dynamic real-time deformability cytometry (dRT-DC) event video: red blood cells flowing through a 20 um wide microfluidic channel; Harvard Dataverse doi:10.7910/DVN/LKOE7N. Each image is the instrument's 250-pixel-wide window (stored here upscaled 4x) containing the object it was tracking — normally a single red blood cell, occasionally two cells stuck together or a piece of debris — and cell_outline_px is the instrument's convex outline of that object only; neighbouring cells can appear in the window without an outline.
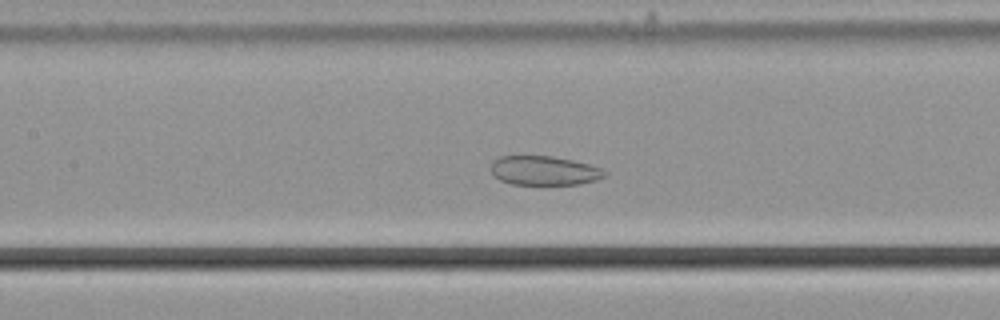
{"species": "common noctule bat (a hibernating species)", "species_latin": "Nyctalus noctula", "temperature_condition": "cold", "stored_images_in_passage": 55, "camera_frame_rate_fps": 3000, "um_per_image_px": 0.085, "animal": {"sex": "male", "body_mass_g": 21.5, "forearm_length_mm": 52.0}, "frame": {"image": 1, "passage_image": 25, "time_ms": 8.0, "image_size_px": [1000, 320], "cell_outline_px": [[608, 172], [604, 176], [596, 180], [580, 184], [512, 184], [500, 180], [492, 176], [492, 160], [500, 156], [552, 156], [572, 160], [588, 164], [600, 168]], "centroid_in_image_um": [46.23, 14.5], "position_along_channel_um": 161.2, "area_um2": 19.31}}
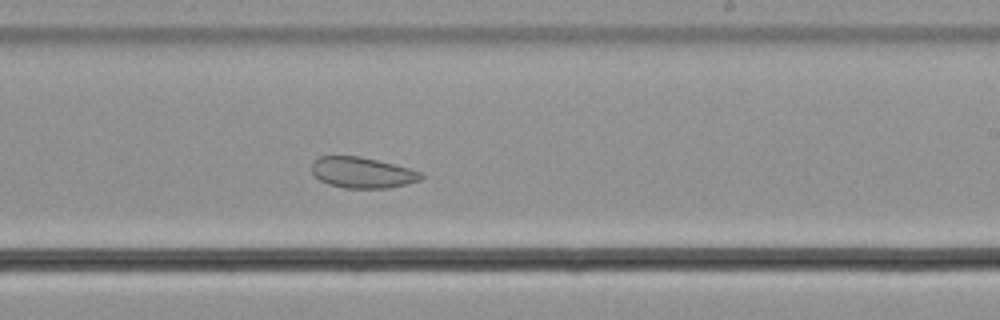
{"frame": {"image": 2, "passage_image": 33, "time_ms": 10.667, "image_size_px": [1000, 320], "cell_outline_px": [[424, 176], [420, 180], [388, 188], [344, 188], [328, 184], [320, 180], [312, 172], [312, 160], [320, 156], [360, 156], [408, 168], [420, 172]], "centroid_in_image_um": [30.75, 14.67], "position_along_channel_um": 258.3, "area_um2": 19.48}}
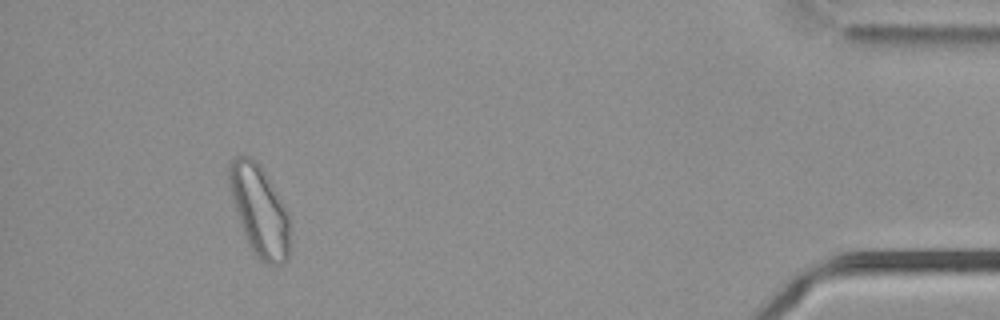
{"frame": {"image": 3, "passage_image": 51, "time_ms": 16.667, "image_size_px": [1000, 320], "cell_outline_px": [[288, 256], [280, 264], [268, 264], [260, 260], [252, 252], [244, 236], [236, 212], [228, 184], [228, 168], [232, 160], [236, 156], [252, 156], [260, 164], [284, 204], [288, 212]], "centroid_in_image_um": [22.02, 17.86], "position_along_channel_um": 413.2, "area_um2": 31.85}, "authors_computed_cell_mechanics": {"area_um2": 27.8018, "velocity_mm_per_s": 3.6457, "shape_relaxation_time_tau1_ms": null, "shape_relaxation_time_tau2_ms": 2.2112, "deformation_change_tau1": null, "deformation_change_tau2": 0.0615}}